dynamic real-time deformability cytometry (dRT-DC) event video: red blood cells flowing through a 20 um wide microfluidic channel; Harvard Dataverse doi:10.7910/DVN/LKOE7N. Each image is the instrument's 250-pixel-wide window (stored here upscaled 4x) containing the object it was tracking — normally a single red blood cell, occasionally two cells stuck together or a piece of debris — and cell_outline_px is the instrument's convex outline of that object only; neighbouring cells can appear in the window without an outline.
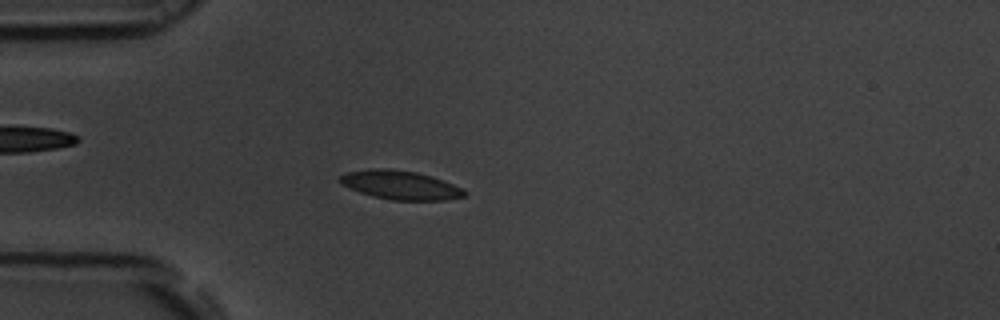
{"species": "common noctule bat (a hibernating species)", "species_latin": "Nyctalus noctula", "temperature_condition": "room temperature", "stored_images_in_passage": 55, "camera_frame_rate_fps": 3000, "um_per_image_px": 0.085, "animal": {"sex": "male", "body_mass_g": 19.5, "forearm_length_mm": 54.6}, "frame": {"image": 1, "passage_image": 15, "time_ms": 4.667, "image_size_px": [1000, 320], "cell_outline_px": [[468, 192], [464, 196], [444, 200], [392, 200], [372, 196], [348, 188], [340, 184], [340, 176], [348, 172], [380, 168], [388, 168], [416, 172], [432, 176], [452, 184]], "centroid_in_image_um": [34.02, 15.73], "position_along_channel_um": 51.0, "area_um2": 20.69}}
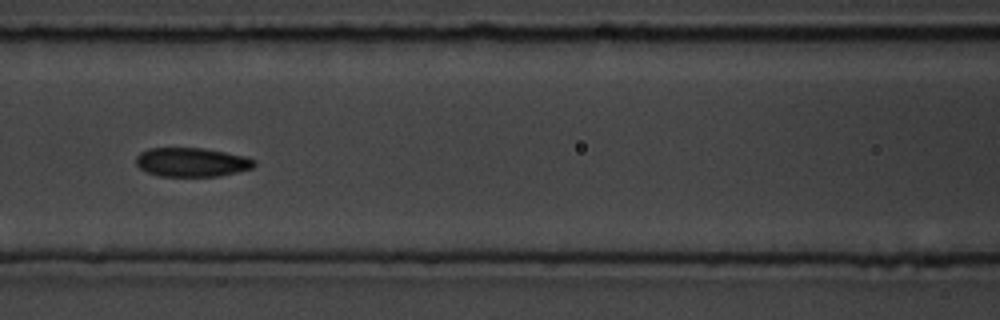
{"frame": {"image": 2, "passage_image": 24, "time_ms": 7.667, "image_size_px": [1000, 320], "cell_outline_px": [[256, 164], [252, 168], [220, 176], [160, 176], [148, 172], [140, 168], [136, 164], [136, 156], [140, 152], [148, 148], [204, 148], [248, 156], [256, 160]], "centroid_in_image_um": [16.32, 13.78], "position_along_channel_um": 150.3, "area_um2": 20.11}}
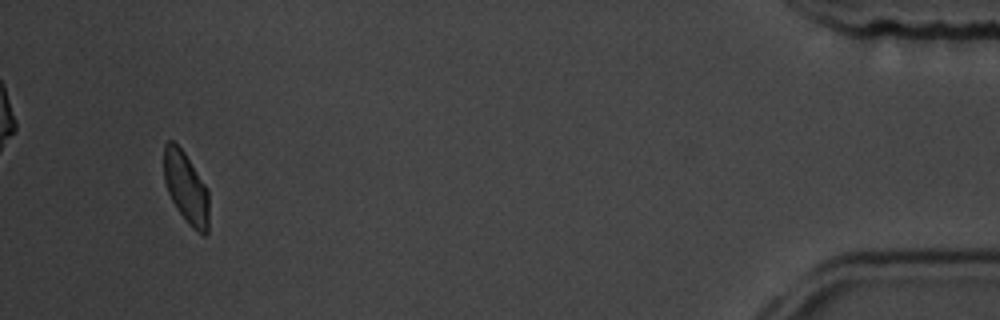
{"frame": {"image": 3, "passage_image": 52, "time_ms": 17.0, "image_size_px": [1000, 320], "cell_outline_px": [[208, 232], [204, 236], [192, 228], [188, 224], [176, 208], [168, 192], [164, 180], [164, 144], [168, 140], [172, 140], [184, 152], [208, 188]], "centroid_in_image_um": [15.82, 15.97], "position_along_channel_um": 419.4, "area_um2": 18.79}, "authors_computed_cell_mechanics": {"area_um2": 19.7098, "velocity_mm_per_s": 3.6983, "shape_relaxation_time_tau1_ms": 3.5694, "shape_relaxation_time_tau2_ms": 3.0234, "deformation_change_tau1": 0.0978, "deformation_change_tau2": 0.0547}}